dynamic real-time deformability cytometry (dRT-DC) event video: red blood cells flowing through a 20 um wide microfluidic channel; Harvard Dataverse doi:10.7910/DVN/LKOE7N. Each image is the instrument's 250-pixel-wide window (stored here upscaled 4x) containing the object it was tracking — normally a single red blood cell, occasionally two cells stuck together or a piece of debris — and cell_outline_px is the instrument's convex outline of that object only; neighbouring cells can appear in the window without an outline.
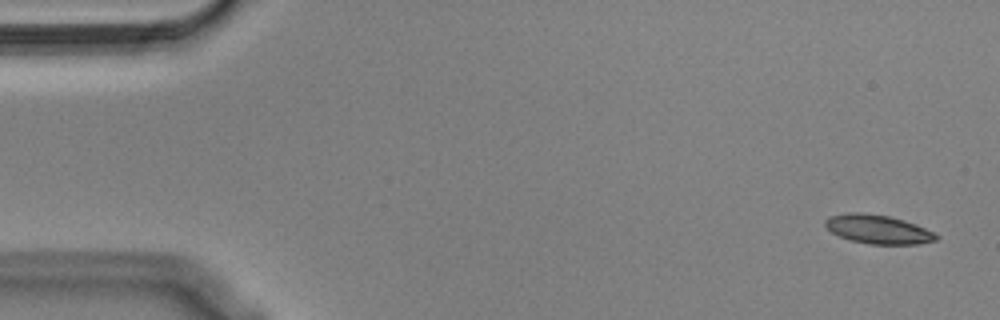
{"species": "Egyptian fruit bat (a non-hibernating species)", "species_latin": "Rousettus aegyptiacus", "temperature_condition": "cold", "stored_images_in_passage": 54, "camera_frame_rate_fps": 3000, "um_per_image_px": 0.085, "animal": {"sex": "male"}, "frame": {"image": 1, "passage_image": 1, "time_ms": 0.0, "image_size_px": [1000, 320], "cell_outline_px": [[940, 236], [936, 240], [916, 244], [872, 244], [852, 240], [840, 236], [832, 232], [824, 224], [824, 220], [828, 216], [848, 212], [860, 212], [888, 216], [904, 220], [916, 224]], "centroid_in_image_um": [74.61, 19.47], "position_along_channel_um": 10.4, "area_um2": 18.5}}
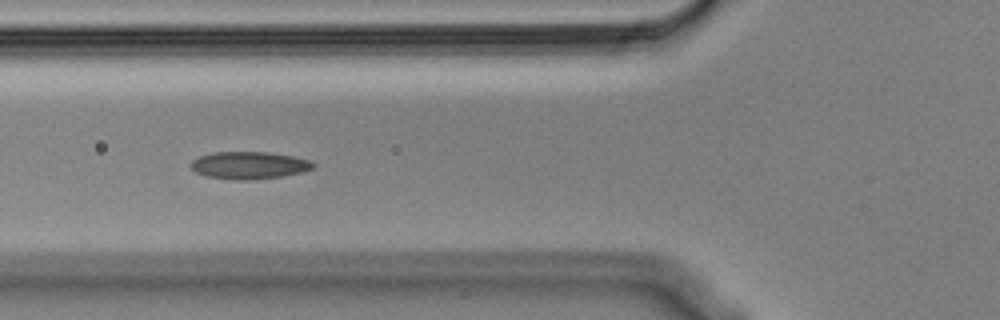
{"frame": {"image": 2, "passage_image": 19, "time_ms": 6.0, "image_size_px": [1000, 320], "cell_outline_px": [[316, 164], [312, 168], [300, 172], [280, 176], [248, 180], [236, 180], [204, 176], [196, 172], [188, 164], [192, 160], [200, 156], [212, 152], [268, 152], [292, 156], [308, 160]], "centroid_in_image_um": [21.11, 14.04], "position_along_channel_um": 104.7, "area_um2": 19.36}}
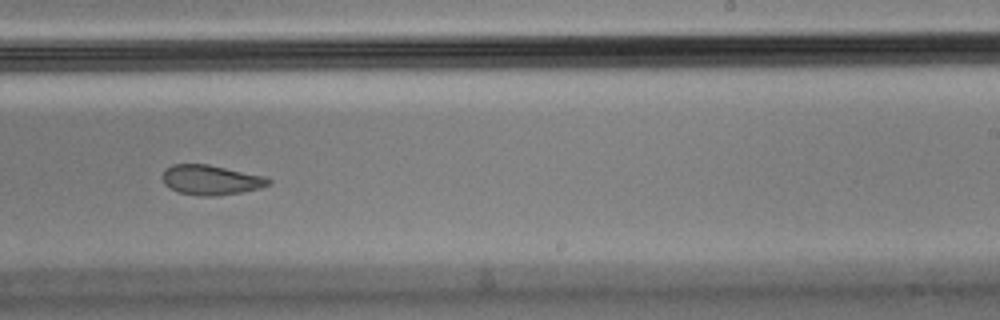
{"frame": {"image": 3, "passage_image": 33, "time_ms": 10.667, "image_size_px": [1000, 320], "cell_outline_px": [[272, 184], [260, 188], [240, 192], [216, 196], [196, 196], [180, 192], [168, 188], [164, 184], [164, 168], [172, 164], [208, 164], [268, 176], [272, 180]], "centroid_in_image_um": [17.97, 15.29], "position_along_channel_um": 271.0, "area_um2": 18.73}, "authors_computed_cell_mechanics": {"area_um2": 19.1318, "velocity_mm_per_s": 3.5613, "shape_relaxation_time_tau1_ms": 10.6876, "shape_relaxation_time_tau2_ms": 3.3114, "deformation_change_tau1": 0.2299, "deformation_change_tau2": 0.0945}}